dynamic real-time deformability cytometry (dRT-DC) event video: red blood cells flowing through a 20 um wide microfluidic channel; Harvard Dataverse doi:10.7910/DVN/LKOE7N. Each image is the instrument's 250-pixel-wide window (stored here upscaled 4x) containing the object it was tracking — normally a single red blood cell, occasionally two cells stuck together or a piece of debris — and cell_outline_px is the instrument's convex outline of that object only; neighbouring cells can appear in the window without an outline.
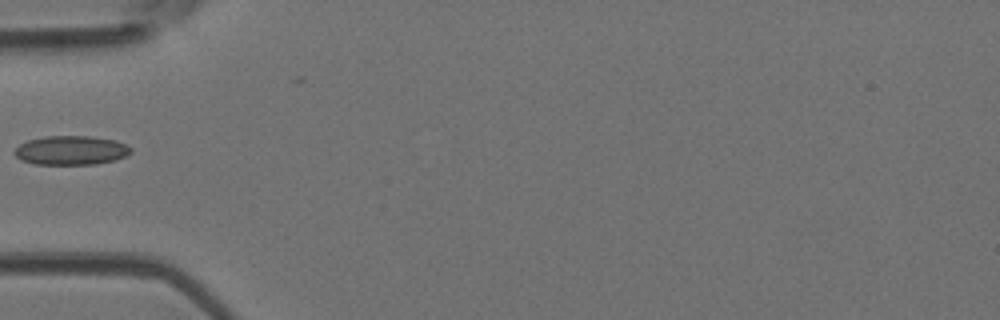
{"species": "Egyptian fruit bat (a non-hibernating species)", "species_latin": "Rousettus aegyptiacus", "temperature_condition": "room temperature", "stored_images_in_passage": 5, "segment_of_instrument_passage": [2, 2], "camera_frame_rate_fps": 3000, "um_per_image_px": 0.085, "animal": {"sex": "female"}, "frame": {"image": 1, "passage_image": 5, "time_ms": 1.333, "image_size_px": [1000, 320], "cell_outline_px": [[132, 152], [116, 160], [96, 164], [36, 164], [20, 160], [12, 152], [20, 144], [28, 140], [44, 136], [88, 136], [116, 140], [132, 148]], "centroid_in_image_um": [6.03, 12.78], "position_along_channel_um": 79.0, "area_um2": 19.77}}